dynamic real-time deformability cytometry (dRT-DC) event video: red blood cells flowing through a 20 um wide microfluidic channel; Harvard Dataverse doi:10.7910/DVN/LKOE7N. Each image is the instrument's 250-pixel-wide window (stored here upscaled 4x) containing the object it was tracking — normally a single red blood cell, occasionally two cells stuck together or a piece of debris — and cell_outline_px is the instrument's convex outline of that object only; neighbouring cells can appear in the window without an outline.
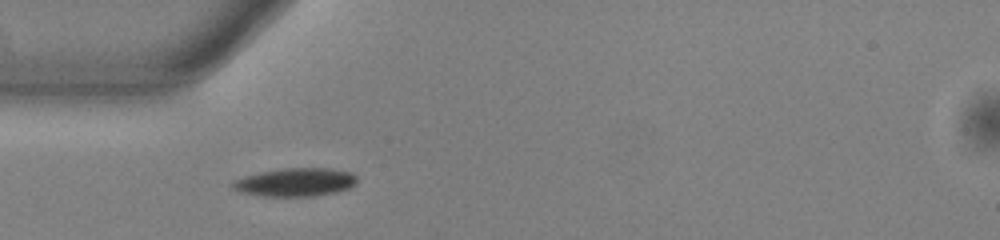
{"species": "common noctule bat (a hibernating species)", "species_latin": "Nyctalus noctula", "temperature_condition": "warm", "stored_images_in_passage": 37, "camera_frame_rate_fps": 3000, "um_per_image_px": 0.085, "animal": {"sex": "male", "body_mass_g": 13.0, "forearm_length_mm": 53.1}, "frame": {"image": 1, "passage_image": 2, "time_ms": 0.333, "image_size_px": [1000, 240], "cell_outline_px": [[356, 184], [348, 188], [336, 192], [316, 196], [260, 196], [240, 192], [232, 188], [232, 180], [244, 176], [260, 172], [284, 168], [328, 168], [352, 172], [356, 176]], "centroid_in_image_um": [25.09, 15.49], "position_along_channel_um": 59.9, "area_um2": 20.63}}
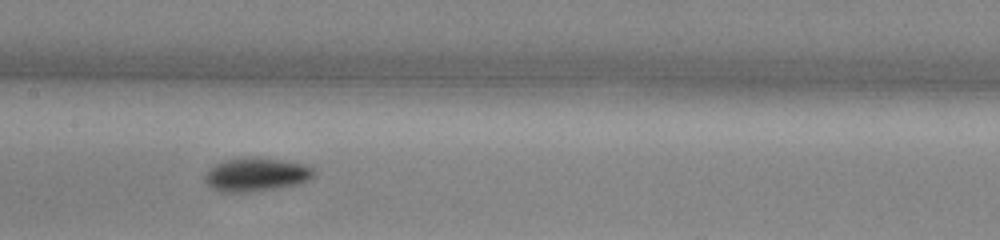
{"frame": {"image": 2, "passage_image": 12, "time_ms": 3.667, "image_size_px": [1000, 240], "cell_outline_px": [[316, 172], [308, 180], [296, 184], [276, 188], [248, 192], [220, 192], [212, 188], [204, 180], [204, 176], [216, 164], [224, 160], [240, 156], [256, 156], [284, 160], [304, 164], [312, 168]], "centroid_in_image_um": [21.76, 14.81], "position_along_channel_um": 185.6, "area_um2": 21.44}}
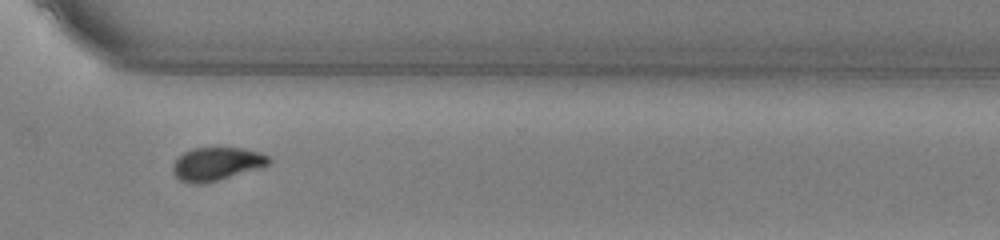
{"frame": {"image": 3, "passage_image": 25, "time_ms": 8.0, "image_size_px": [1000, 240], "cell_outline_px": [[272, 160], [268, 164], [216, 180], [200, 184], [188, 184], [180, 180], [172, 172], [172, 164], [184, 152], [192, 148], [240, 148], [260, 152], [268, 156]], "centroid_in_image_um": [18.34, 13.92], "position_along_channel_um": 352.3, "area_um2": 18.15}, "authors_computed_cell_mechanics": {"area_um2": 19.652, "velocity_mm_per_s": 3.8399, "shape_relaxation_time_tau1_ms": 2.9169, "shape_relaxation_time_tau2_ms": 5.9168, "deformation_change_tau1": 0.1242, "deformation_change_tau2": 0.0901}}